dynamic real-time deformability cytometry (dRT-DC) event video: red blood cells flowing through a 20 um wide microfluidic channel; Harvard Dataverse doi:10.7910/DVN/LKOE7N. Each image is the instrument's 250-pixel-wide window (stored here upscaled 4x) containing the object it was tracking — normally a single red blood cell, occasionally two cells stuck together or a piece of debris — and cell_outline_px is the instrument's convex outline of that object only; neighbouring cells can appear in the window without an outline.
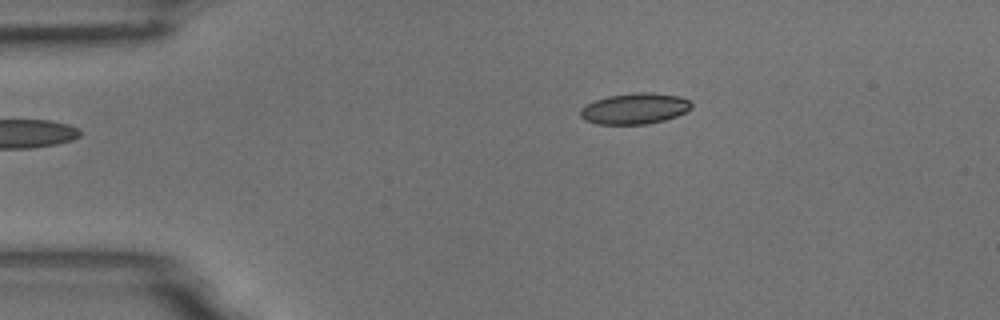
{"species": "common noctule bat (a hibernating species)", "species_latin": "Nyctalus noctula", "temperature_condition": "room temperature", "stored_images_in_passage": 3, "camera_frame_rate_fps": 3000, "um_per_image_px": 0.085, "animal": {"sex": "male", "body_mass_g": 18.8}, "frame": {"image": 1, "passage_image": 3, "time_ms": 0.667, "image_size_px": [1000, 320], "cell_outline_px": [[692, 108], [676, 116], [664, 120], [648, 124], [596, 124], [584, 120], [580, 116], [580, 108], [584, 104], [608, 96], [636, 92], [652, 92], [680, 96], [688, 100], [692, 104]], "centroid_in_image_um": [53.92, 9.23], "position_along_channel_um": 31.1, "area_um2": 20.17}}